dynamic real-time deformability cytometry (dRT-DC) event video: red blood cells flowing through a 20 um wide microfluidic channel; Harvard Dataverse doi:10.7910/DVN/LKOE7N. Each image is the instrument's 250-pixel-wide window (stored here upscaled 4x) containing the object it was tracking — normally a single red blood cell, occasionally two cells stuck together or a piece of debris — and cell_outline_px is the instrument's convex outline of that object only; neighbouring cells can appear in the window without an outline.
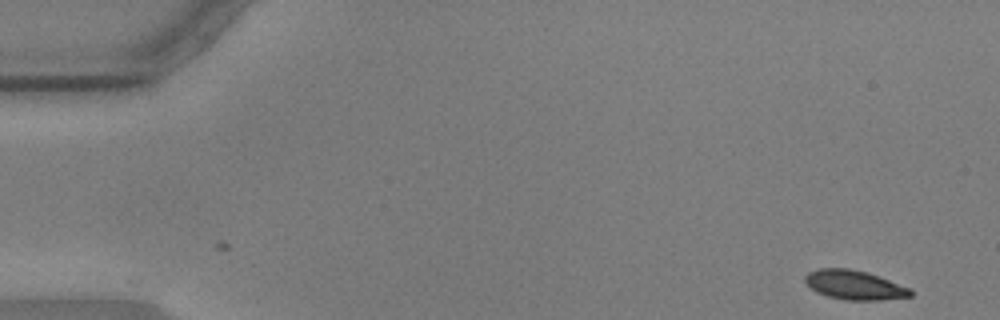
{"species": "common noctule bat (a hibernating species)", "species_latin": "Nyctalus noctula", "temperature_condition": "warm", "stored_images_in_passage": 54, "camera_frame_rate_fps": 3000, "um_per_image_px": 0.085, "animal": {"sex": "male", "body_mass_g": 17.9, "forearm_length_mm": 54.2}, "frame": {"image": 1, "passage_image": 1, "time_ms": 0.0, "image_size_px": [1000, 320], "cell_outline_px": [[912, 296], [880, 300], [844, 300], [828, 296], [816, 292], [804, 280], [804, 276], [808, 272], [820, 268], [848, 268], [868, 272], [912, 288]], "centroid_in_image_um": [72.65, 24.22], "position_along_channel_um": 12.4, "area_um2": 18.09}}
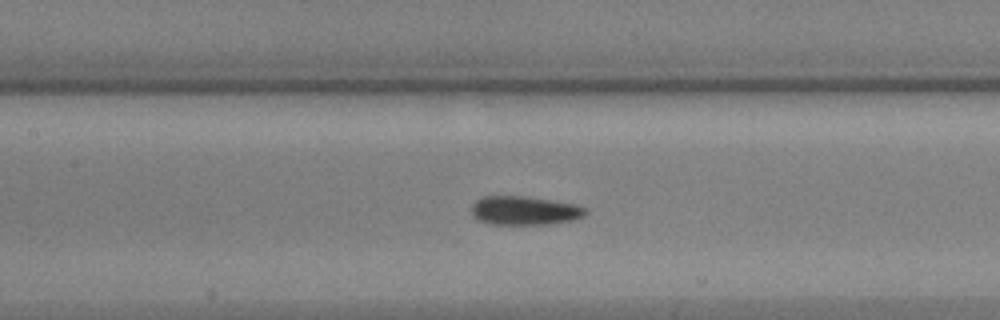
{"frame": {"image": 2, "passage_image": 24, "time_ms": 7.667, "image_size_px": [1000, 320], "cell_outline_px": [[588, 212], [584, 216], [572, 220], [548, 224], [492, 224], [476, 220], [472, 216], [472, 204], [476, 200], [484, 196], [528, 196], [576, 204], [588, 208]], "centroid_in_image_um": [44.59, 17.89], "position_along_channel_um": 162.8, "area_um2": 19.36}}
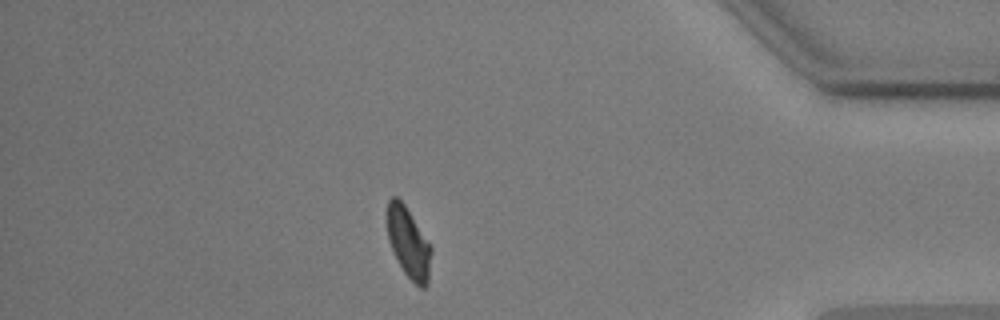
{"frame": {"image": 3, "passage_image": 47, "time_ms": 15.333, "image_size_px": [1000, 320], "cell_outline_px": [[432, 252], [428, 284], [424, 288], [420, 288], [404, 272], [388, 240], [384, 220], [384, 212], [388, 200], [392, 196], [396, 196], [404, 204], [432, 248]], "centroid_in_image_um": [34.67, 20.58], "position_along_channel_um": 400.5, "area_um2": 18.32}, "authors_computed_cell_mechanics": {"area_um2": 18.8717, "velocity_mm_per_s": 3.5761, "shape_relaxation_time_tau1_ms": 7.8345, "shape_relaxation_time_tau2_ms": 2.6017, "deformation_change_tau1": 0.1716, "deformation_change_tau2": 0.0509}}